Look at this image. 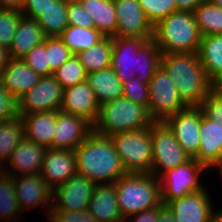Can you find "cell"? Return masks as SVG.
Returning a JSON list of instances; mask_svg holds the SVG:
<instances>
[{
  "instance_id": "cell-40",
  "label": "cell",
  "mask_w": 222,
  "mask_h": 222,
  "mask_svg": "<svg viewBox=\"0 0 222 222\" xmlns=\"http://www.w3.org/2000/svg\"><path fill=\"white\" fill-rule=\"evenodd\" d=\"M123 97L138 103L147 109L149 108V85L143 83L142 80L135 76L127 79L122 83Z\"/></svg>"
},
{
  "instance_id": "cell-34",
  "label": "cell",
  "mask_w": 222,
  "mask_h": 222,
  "mask_svg": "<svg viewBox=\"0 0 222 222\" xmlns=\"http://www.w3.org/2000/svg\"><path fill=\"white\" fill-rule=\"evenodd\" d=\"M193 14L201 36L222 34V9L210 0L198 6Z\"/></svg>"
},
{
  "instance_id": "cell-36",
  "label": "cell",
  "mask_w": 222,
  "mask_h": 222,
  "mask_svg": "<svg viewBox=\"0 0 222 222\" xmlns=\"http://www.w3.org/2000/svg\"><path fill=\"white\" fill-rule=\"evenodd\" d=\"M149 22L155 26L159 21L177 12L176 0H138Z\"/></svg>"
},
{
  "instance_id": "cell-44",
  "label": "cell",
  "mask_w": 222,
  "mask_h": 222,
  "mask_svg": "<svg viewBox=\"0 0 222 222\" xmlns=\"http://www.w3.org/2000/svg\"><path fill=\"white\" fill-rule=\"evenodd\" d=\"M18 116L17 99L3 86L0 80V122Z\"/></svg>"
},
{
  "instance_id": "cell-9",
  "label": "cell",
  "mask_w": 222,
  "mask_h": 222,
  "mask_svg": "<svg viewBox=\"0 0 222 222\" xmlns=\"http://www.w3.org/2000/svg\"><path fill=\"white\" fill-rule=\"evenodd\" d=\"M151 174L159 178L164 172L189 162L188 155L165 122H153Z\"/></svg>"
},
{
  "instance_id": "cell-13",
  "label": "cell",
  "mask_w": 222,
  "mask_h": 222,
  "mask_svg": "<svg viewBox=\"0 0 222 222\" xmlns=\"http://www.w3.org/2000/svg\"><path fill=\"white\" fill-rule=\"evenodd\" d=\"M13 179L15 196L23 214L27 210L41 207L48 220L53 204V189L41 174L14 176Z\"/></svg>"
},
{
  "instance_id": "cell-46",
  "label": "cell",
  "mask_w": 222,
  "mask_h": 222,
  "mask_svg": "<svg viewBox=\"0 0 222 222\" xmlns=\"http://www.w3.org/2000/svg\"><path fill=\"white\" fill-rule=\"evenodd\" d=\"M158 220L159 206L132 215L125 219L124 222H158Z\"/></svg>"
},
{
  "instance_id": "cell-6",
  "label": "cell",
  "mask_w": 222,
  "mask_h": 222,
  "mask_svg": "<svg viewBox=\"0 0 222 222\" xmlns=\"http://www.w3.org/2000/svg\"><path fill=\"white\" fill-rule=\"evenodd\" d=\"M153 122L146 107L120 97L100 105L93 131L111 136L120 132L142 130L151 127Z\"/></svg>"
},
{
  "instance_id": "cell-48",
  "label": "cell",
  "mask_w": 222,
  "mask_h": 222,
  "mask_svg": "<svg viewBox=\"0 0 222 222\" xmlns=\"http://www.w3.org/2000/svg\"><path fill=\"white\" fill-rule=\"evenodd\" d=\"M24 0H0V9L21 10Z\"/></svg>"
},
{
  "instance_id": "cell-17",
  "label": "cell",
  "mask_w": 222,
  "mask_h": 222,
  "mask_svg": "<svg viewBox=\"0 0 222 222\" xmlns=\"http://www.w3.org/2000/svg\"><path fill=\"white\" fill-rule=\"evenodd\" d=\"M92 132L93 125L85 118L58 110L52 149L75 150Z\"/></svg>"
},
{
  "instance_id": "cell-12",
  "label": "cell",
  "mask_w": 222,
  "mask_h": 222,
  "mask_svg": "<svg viewBox=\"0 0 222 222\" xmlns=\"http://www.w3.org/2000/svg\"><path fill=\"white\" fill-rule=\"evenodd\" d=\"M63 99V87L53 75L41 77L39 83L17 99L18 116L30 113L58 111Z\"/></svg>"
},
{
  "instance_id": "cell-22",
  "label": "cell",
  "mask_w": 222,
  "mask_h": 222,
  "mask_svg": "<svg viewBox=\"0 0 222 222\" xmlns=\"http://www.w3.org/2000/svg\"><path fill=\"white\" fill-rule=\"evenodd\" d=\"M41 76L35 73L22 59L11 58L0 74L5 89L16 99L39 83Z\"/></svg>"
},
{
  "instance_id": "cell-38",
  "label": "cell",
  "mask_w": 222,
  "mask_h": 222,
  "mask_svg": "<svg viewBox=\"0 0 222 222\" xmlns=\"http://www.w3.org/2000/svg\"><path fill=\"white\" fill-rule=\"evenodd\" d=\"M21 16L20 10L0 9V46L9 49Z\"/></svg>"
},
{
  "instance_id": "cell-37",
  "label": "cell",
  "mask_w": 222,
  "mask_h": 222,
  "mask_svg": "<svg viewBox=\"0 0 222 222\" xmlns=\"http://www.w3.org/2000/svg\"><path fill=\"white\" fill-rule=\"evenodd\" d=\"M46 52L50 75L74 55L59 36L46 37Z\"/></svg>"
},
{
  "instance_id": "cell-55",
  "label": "cell",
  "mask_w": 222,
  "mask_h": 222,
  "mask_svg": "<svg viewBox=\"0 0 222 222\" xmlns=\"http://www.w3.org/2000/svg\"><path fill=\"white\" fill-rule=\"evenodd\" d=\"M215 222H222V215Z\"/></svg>"
},
{
  "instance_id": "cell-25",
  "label": "cell",
  "mask_w": 222,
  "mask_h": 222,
  "mask_svg": "<svg viewBox=\"0 0 222 222\" xmlns=\"http://www.w3.org/2000/svg\"><path fill=\"white\" fill-rule=\"evenodd\" d=\"M24 137L46 148L52 149V139L56 127V111L30 113L21 116Z\"/></svg>"
},
{
  "instance_id": "cell-32",
  "label": "cell",
  "mask_w": 222,
  "mask_h": 222,
  "mask_svg": "<svg viewBox=\"0 0 222 222\" xmlns=\"http://www.w3.org/2000/svg\"><path fill=\"white\" fill-rule=\"evenodd\" d=\"M68 0H56L36 18L46 37L60 36L68 26Z\"/></svg>"
},
{
  "instance_id": "cell-24",
  "label": "cell",
  "mask_w": 222,
  "mask_h": 222,
  "mask_svg": "<svg viewBox=\"0 0 222 222\" xmlns=\"http://www.w3.org/2000/svg\"><path fill=\"white\" fill-rule=\"evenodd\" d=\"M45 38L42 27L36 19L21 16L9 47L10 58L22 59L35 45L43 42Z\"/></svg>"
},
{
  "instance_id": "cell-26",
  "label": "cell",
  "mask_w": 222,
  "mask_h": 222,
  "mask_svg": "<svg viewBox=\"0 0 222 222\" xmlns=\"http://www.w3.org/2000/svg\"><path fill=\"white\" fill-rule=\"evenodd\" d=\"M198 56L207 77L215 85L222 78V34L201 36Z\"/></svg>"
},
{
  "instance_id": "cell-54",
  "label": "cell",
  "mask_w": 222,
  "mask_h": 222,
  "mask_svg": "<svg viewBox=\"0 0 222 222\" xmlns=\"http://www.w3.org/2000/svg\"><path fill=\"white\" fill-rule=\"evenodd\" d=\"M3 174V166L0 164V175Z\"/></svg>"
},
{
  "instance_id": "cell-14",
  "label": "cell",
  "mask_w": 222,
  "mask_h": 222,
  "mask_svg": "<svg viewBox=\"0 0 222 222\" xmlns=\"http://www.w3.org/2000/svg\"><path fill=\"white\" fill-rule=\"evenodd\" d=\"M117 15L116 37L153 40V25L138 0H113Z\"/></svg>"
},
{
  "instance_id": "cell-51",
  "label": "cell",
  "mask_w": 222,
  "mask_h": 222,
  "mask_svg": "<svg viewBox=\"0 0 222 222\" xmlns=\"http://www.w3.org/2000/svg\"><path fill=\"white\" fill-rule=\"evenodd\" d=\"M214 171L218 172V175L220 176V179L222 180V160L214 167L212 172L214 173Z\"/></svg>"
},
{
  "instance_id": "cell-15",
  "label": "cell",
  "mask_w": 222,
  "mask_h": 222,
  "mask_svg": "<svg viewBox=\"0 0 222 222\" xmlns=\"http://www.w3.org/2000/svg\"><path fill=\"white\" fill-rule=\"evenodd\" d=\"M201 110L200 106H188L164 121L180 146L192 158L200 149Z\"/></svg>"
},
{
  "instance_id": "cell-11",
  "label": "cell",
  "mask_w": 222,
  "mask_h": 222,
  "mask_svg": "<svg viewBox=\"0 0 222 222\" xmlns=\"http://www.w3.org/2000/svg\"><path fill=\"white\" fill-rule=\"evenodd\" d=\"M207 189L168 201L165 206L176 222H215L222 215V209L214 207L215 201Z\"/></svg>"
},
{
  "instance_id": "cell-4",
  "label": "cell",
  "mask_w": 222,
  "mask_h": 222,
  "mask_svg": "<svg viewBox=\"0 0 222 222\" xmlns=\"http://www.w3.org/2000/svg\"><path fill=\"white\" fill-rule=\"evenodd\" d=\"M153 41L162 54L198 52L201 34L191 11L171 13L153 26Z\"/></svg>"
},
{
  "instance_id": "cell-21",
  "label": "cell",
  "mask_w": 222,
  "mask_h": 222,
  "mask_svg": "<svg viewBox=\"0 0 222 222\" xmlns=\"http://www.w3.org/2000/svg\"><path fill=\"white\" fill-rule=\"evenodd\" d=\"M211 171L222 160V127L211 121L201 110L200 149L194 157Z\"/></svg>"
},
{
  "instance_id": "cell-10",
  "label": "cell",
  "mask_w": 222,
  "mask_h": 222,
  "mask_svg": "<svg viewBox=\"0 0 222 222\" xmlns=\"http://www.w3.org/2000/svg\"><path fill=\"white\" fill-rule=\"evenodd\" d=\"M187 107L179 96L177 86L161 65L149 82V116L154 122H164Z\"/></svg>"
},
{
  "instance_id": "cell-45",
  "label": "cell",
  "mask_w": 222,
  "mask_h": 222,
  "mask_svg": "<svg viewBox=\"0 0 222 222\" xmlns=\"http://www.w3.org/2000/svg\"><path fill=\"white\" fill-rule=\"evenodd\" d=\"M56 0H24L21 8L22 16L36 19L44 10L53 5Z\"/></svg>"
},
{
  "instance_id": "cell-5",
  "label": "cell",
  "mask_w": 222,
  "mask_h": 222,
  "mask_svg": "<svg viewBox=\"0 0 222 222\" xmlns=\"http://www.w3.org/2000/svg\"><path fill=\"white\" fill-rule=\"evenodd\" d=\"M114 184L124 220L162 204L159 178L151 173H127Z\"/></svg>"
},
{
  "instance_id": "cell-20",
  "label": "cell",
  "mask_w": 222,
  "mask_h": 222,
  "mask_svg": "<svg viewBox=\"0 0 222 222\" xmlns=\"http://www.w3.org/2000/svg\"><path fill=\"white\" fill-rule=\"evenodd\" d=\"M99 108L94 92L86 81L63 89L60 110L83 117L94 125L99 115Z\"/></svg>"
},
{
  "instance_id": "cell-53",
  "label": "cell",
  "mask_w": 222,
  "mask_h": 222,
  "mask_svg": "<svg viewBox=\"0 0 222 222\" xmlns=\"http://www.w3.org/2000/svg\"><path fill=\"white\" fill-rule=\"evenodd\" d=\"M213 4H215L217 7H220L222 9V0H210Z\"/></svg>"
},
{
  "instance_id": "cell-30",
  "label": "cell",
  "mask_w": 222,
  "mask_h": 222,
  "mask_svg": "<svg viewBox=\"0 0 222 222\" xmlns=\"http://www.w3.org/2000/svg\"><path fill=\"white\" fill-rule=\"evenodd\" d=\"M23 217L15 196L14 179L3 173L0 175V222H22Z\"/></svg>"
},
{
  "instance_id": "cell-29",
  "label": "cell",
  "mask_w": 222,
  "mask_h": 222,
  "mask_svg": "<svg viewBox=\"0 0 222 222\" xmlns=\"http://www.w3.org/2000/svg\"><path fill=\"white\" fill-rule=\"evenodd\" d=\"M112 38L104 37L88 50L79 52L76 56L84 66L87 74L111 67Z\"/></svg>"
},
{
  "instance_id": "cell-8",
  "label": "cell",
  "mask_w": 222,
  "mask_h": 222,
  "mask_svg": "<svg viewBox=\"0 0 222 222\" xmlns=\"http://www.w3.org/2000/svg\"><path fill=\"white\" fill-rule=\"evenodd\" d=\"M212 172L206 165L192 158L189 162L164 172L159 177L161 187V202L165 205L168 201L183 198L185 195L201 191L206 186L203 184L204 174Z\"/></svg>"
},
{
  "instance_id": "cell-39",
  "label": "cell",
  "mask_w": 222,
  "mask_h": 222,
  "mask_svg": "<svg viewBox=\"0 0 222 222\" xmlns=\"http://www.w3.org/2000/svg\"><path fill=\"white\" fill-rule=\"evenodd\" d=\"M22 60L41 77L50 76V66L48 64L46 52V38L43 42L35 45Z\"/></svg>"
},
{
  "instance_id": "cell-33",
  "label": "cell",
  "mask_w": 222,
  "mask_h": 222,
  "mask_svg": "<svg viewBox=\"0 0 222 222\" xmlns=\"http://www.w3.org/2000/svg\"><path fill=\"white\" fill-rule=\"evenodd\" d=\"M24 138V124L21 117L0 122V164L4 166L12 152Z\"/></svg>"
},
{
  "instance_id": "cell-31",
  "label": "cell",
  "mask_w": 222,
  "mask_h": 222,
  "mask_svg": "<svg viewBox=\"0 0 222 222\" xmlns=\"http://www.w3.org/2000/svg\"><path fill=\"white\" fill-rule=\"evenodd\" d=\"M59 37L74 55L88 50L104 38L95 28L72 25H68Z\"/></svg>"
},
{
  "instance_id": "cell-16",
  "label": "cell",
  "mask_w": 222,
  "mask_h": 222,
  "mask_svg": "<svg viewBox=\"0 0 222 222\" xmlns=\"http://www.w3.org/2000/svg\"><path fill=\"white\" fill-rule=\"evenodd\" d=\"M96 184L76 174L53 190L51 210H85L93 196Z\"/></svg>"
},
{
  "instance_id": "cell-42",
  "label": "cell",
  "mask_w": 222,
  "mask_h": 222,
  "mask_svg": "<svg viewBox=\"0 0 222 222\" xmlns=\"http://www.w3.org/2000/svg\"><path fill=\"white\" fill-rule=\"evenodd\" d=\"M67 20L68 25L94 28L93 19L85 12L78 0H68Z\"/></svg>"
},
{
  "instance_id": "cell-41",
  "label": "cell",
  "mask_w": 222,
  "mask_h": 222,
  "mask_svg": "<svg viewBox=\"0 0 222 222\" xmlns=\"http://www.w3.org/2000/svg\"><path fill=\"white\" fill-rule=\"evenodd\" d=\"M203 115L211 121H216L222 127V94L215 88L200 105Z\"/></svg>"
},
{
  "instance_id": "cell-2",
  "label": "cell",
  "mask_w": 222,
  "mask_h": 222,
  "mask_svg": "<svg viewBox=\"0 0 222 222\" xmlns=\"http://www.w3.org/2000/svg\"><path fill=\"white\" fill-rule=\"evenodd\" d=\"M74 152L77 174L95 184L115 183L127 174L110 136L93 131Z\"/></svg>"
},
{
  "instance_id": "cell-27",
  "label": "cell",
  "mask_w": 222,
  "mask_h": 222,
  "mask_svg": "<svg viewBox=\"0 0 222 222\" xmlns=\"http://www.w3.org/2000/svg\"><path fill=\"white\" fill-rule=\"evenodd\" d=\"M104 37H115L117 15L113 0H78Z\"/></svg>"
},
{
  "instance_id": "cell-18",
  "label": "cell",
  "mask_w": 222,
  "mask_h": 222,
  "mask_svg": "<svg viewBox=\"0 0 222 222\" xmlns=\"http://www.w3.org/2000/svg\"><path fill=\"white\" fill-rule=\"evenodd\" d=\"M47 149L25 137L22 138L3 166V173L12 177L40 174Z\"/></svg>"
},
{
  "instance_id": "cell-50",
  "label": "cell",
  "mask_w": 222,
  "mask_h": 222,
  "mask_svg": "<svg viewBox=\"0 0 222 222\" xmlns=\"http://www.w3.org/2000/svg\"><path fill=\"white\" fill-rule=\"evenodd\" d=\"M9 49L3 46H0V74L7 66L10 61Z\"/></svg>"
},
{
  "instance_id": "cell-23",
  "label": "cell",
  "mask_w": 222,
  "mask_h": 222,
  "mask_svg": "<svg viewBox=\"0 0 222 222\" xmlns=\"http://www.w3.org/2000/svg\"><path fill=\"white\" fill-rule=\"evenodd\" d=\"M88 212L99 222H124L114 183L96 184Z\"/></svg>"
},
{
  "instance_id": "cell-49",
  "label": "cell",
  "mask_w": 222,
  "mask_h": 222,
  "mask_svg": "<svg viewBox=\"0 0 222 222\" xmlns=\"http://www.w3.org/2000/svg\"><path fill=\"white\" fill-rule=\"evenodd\" d=\"M158 222H176L171 212L162 203L159 206V220Z\"/></svg>"
},
{
  "instance_id": "cell-19",
  "label": "cell",
  "mask_w": 222,
  "mask_h": 222,
  "mask_svg": "<svg viewBox=\"0 0 222 222\" xmlns=\"http://www.w3.org/2000/svg\"><path fill=\"white\" fill-rule=\"evenodd\" d=\"M40 174L53 190L67 182L77 174L74 150L48 148Z\"/></svg>"
},
{
  "instance_id": "cell-1",
  "label": "cell",
  "mask_w": 222,
  "mask_h": 222,
  "mask_svg": "<svg viewBox=\"0 0 222 222\" xmlns=\"http://www.w3.org/2000/svg\"><path fill=\"white\" fill-rule=\"evenodd\" d=\"M113 50L111 68L123 83L135 76L149 85L153 74L161 66L162 53L153 40L111 37Z\"/></svg>"
},
{
  "instance_id": "cell-47",
  "label": "cell",
  "mask_w": 222,
  "mask_h": 222,
  "mask_svg": "<svg viewBox=\"0 0 222 222\" xmlns=\"http://www.w3.org/2000/svg\"><path fill=\"white\" fill-rule=\"evenodd\" d=\"M208 0H176L178 11H191L193 12L203 2Z\"/></svg>"
},
{
  "instance_id": "cell-35",
  "label": "cell",
  "mask_w": 222,
  "mask_h": 222,
  "mask_svg": "<svg viewBox=\"0 0 222 222\" xmlns=\"http://www.w3.org/2000/svg\"><path fill=\"white\" fill-rule=\"evenodd\" d=\"M53 76L65 89L86 81L87 72L79 58L73 55L53 72Z\"/></svg>"
},
{
  "instance_id": "cell-28",
  "label": "cell",
  "mask_w": 222,
  "mask_h": 222,
  "mask_svg": "<svg viewBox=\"0 0 222 222\" xmlns=\"http://www.w3.org/2000/svg\"><path fill=\"white\" fill-rule=\"evenodd\" d=\"M86 82L99 105L123 97V86L111 67L87 74Z\"/></svg>"
},
{
  "instance_id": "cell-52",
  "label": "cell",
  "mask_w": 222,
  "mask_h": 222,
  "mask_svg": "<svg viewBox=\"0 0 222 222\" xmlns=\"http://www.w3.org/2000/svg\"><path fill=\"white\" fill-rule=\"evenodd\" d=\"M214 88L222 94V78L214 85Z\"/></svg>"
},
{
  "instance_id": "cell-43",
  "label": "cell",
  "mask_w": 222,
  "mask_h": 222,
  "mask_svg": "<svg viewBox=\"0 0 222 222\" xmlns=\"http://www.w3.org/2000/svg\"><path fill=\"white\" fill-rule=\"evenodd\" d=\"M47 222H99L89 212L88 209L71 210H51Z\"/></svg>"
},
{
  "instance_id": "cell-7",
  "label": "cell",
  "mask_w": 222,
  "mask_h": 222,
  "mask_svg": "<svg viewBox=\"0 0 222 222\" xmlns=\"http://www.w3.org/2000/svg\"><path fill=\"white\" fill-rule=\"evenodd\" d=\"M127 173H151V127L110 136Z\"/></svg>"
},
{
  "instance_id": "cell-3",
  "label": "cell",
  "mask_w": 222,
  "mask_h": 222,
  "mask_svg": "<svg viewBox=\"0 0 222 222\" xmlns=\"http://www.w3.org/2000/svg\"><path fill=\"white\" fill-rule=\"evenodd\" d=\"M161 65L177 86L181 101L188 106H200L214 89L200 62L198 52L162 54Z\"/></svg>"
}]
</instances>
